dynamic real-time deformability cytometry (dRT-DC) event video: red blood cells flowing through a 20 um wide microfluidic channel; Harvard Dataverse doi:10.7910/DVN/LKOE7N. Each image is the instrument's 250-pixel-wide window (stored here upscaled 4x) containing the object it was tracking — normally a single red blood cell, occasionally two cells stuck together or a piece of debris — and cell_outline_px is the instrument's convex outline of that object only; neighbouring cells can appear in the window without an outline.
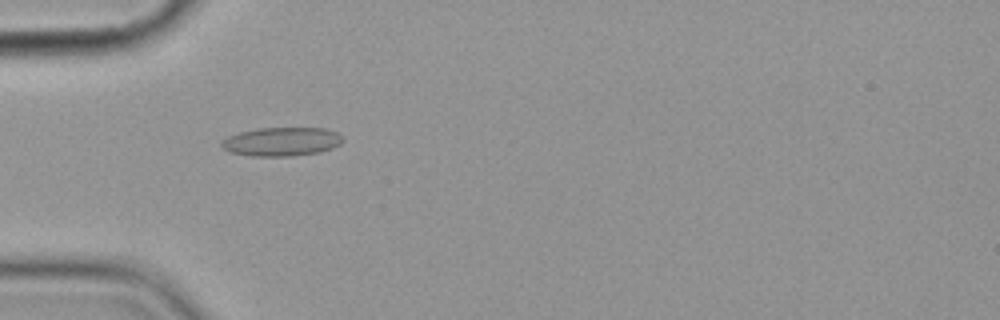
{"species": "common noctule bat (a hibernating species)", "species_latin": "Nyctalus noctula", "temperature_condition": "cold", "stored_images_in_passage": 6, "camera_frame_rate_fps": 3000, "um_per_image_px": 0.085, "animal": {"sex": "female", "body_mass_g": 19.9}, "frame": {"image": 1, "passage_image": 6, "time_ms": 5.667, "image_size_px": [1000, 320], "cell_outline_px": [[344, 140], [340, 144], [332, 148], [320, 152], [292, 156], [252, 156], [228, 152], [220, 144], [228, 136], [240, 132], [260, 128], [328, 128], [336, 132]], "centroid_in_image_um": [23.95, 12.04], "position_along_channel_um": 61.0, "area_um2": 20.29}}